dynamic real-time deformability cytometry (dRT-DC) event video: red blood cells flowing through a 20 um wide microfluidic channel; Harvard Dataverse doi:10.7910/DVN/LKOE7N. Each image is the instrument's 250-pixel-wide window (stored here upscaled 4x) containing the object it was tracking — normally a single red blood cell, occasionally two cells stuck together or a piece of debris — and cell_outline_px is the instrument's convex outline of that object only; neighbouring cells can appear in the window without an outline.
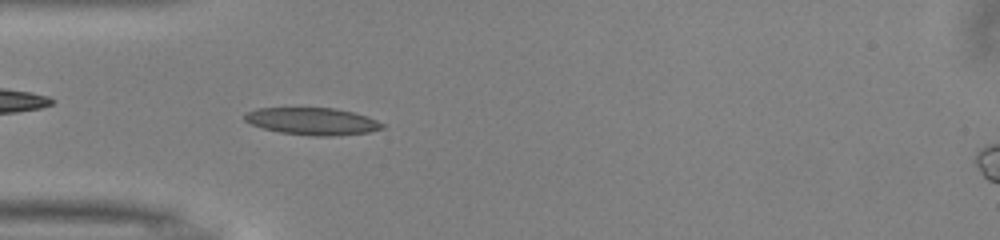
{"species": "common noctule bat (a hibernating species)", "species_latin": "Nyctalus noctula", "temperature_condition": "warm", "stored_images_in_passage": 50, "camera_frame_rate_fps": 3000, "um_per_image_px": 0.085, "animal": {"sex": "male", "body_mass_g": 13.0, "forearm_length_mm": 53.1}, "frame": {"image": 1, "passage_image": 15, "time_ms": 4.667, "image_size_px": [1000, 240], "cell_outline_px": [[384, 128], [368, 132], [336, 136], [312, 136], [280, 132], [264, 128], [252, 124], [244, 120], [244, 112], [256, 108], [336, 108], [368, 116], [384, 124]], "centroid_in_image_um": [26.55, 10.3], "position_along_channel_um": 58.5, "area_um2": 21.85}}
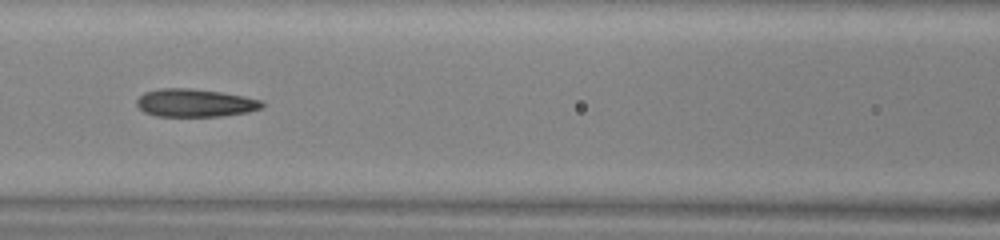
{"frame": {"image": 2, "passage_image": 22, "time_ms": 7.0, "image_size_px": [1000, 240], "cell_outline_px": [[264, 104], [260, 108], [248, 112], [220, 116], [156, 116], [144, 112], [136, 104], [136, 100], [144, 92], [160, 88], [188, 88], [220, 92], [244, 96], [260, 100]], "centroid_in_image_um": [16.54, 8.74], "position_along_channel_um": 150.1, "area_um2": 20.29}}
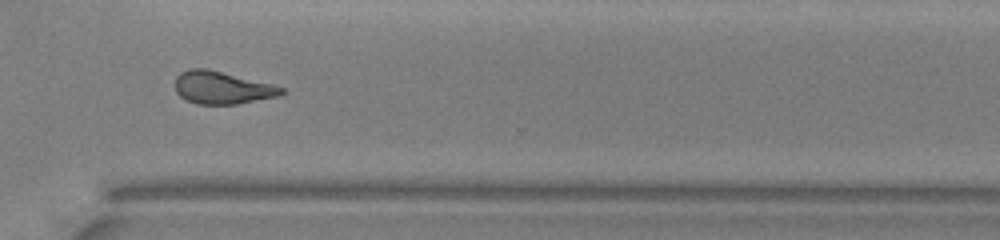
{"frame": {"image": 3, "passage_image": 37, "time_ms": 12.0, "image_size_px": [1000, 240], "cell_outline_px": [[284, 92], [276, 96], [236, 104], [196, 104], [184, 100], [176, 92], [176, 76], [180, 72], [188, 68], [208, 68], [272, 84], [284, 88]], "centroid_in_image_um": [18.82, 7.44], "position_along_channel_um": 351.8, "area_um2": 20.17}, "authors_computed_cell_mechanics": {"area_um2": 20.5768, "velocity_mm_per_s": 4.0314, "shape_relaxation_time_tau1_ms": 10.4431, "shape_relaxation_time_tau2_ms": 2.7651, "deformation_change_tau1": 0.262, "deformation_change_tau2": 0.1114}}